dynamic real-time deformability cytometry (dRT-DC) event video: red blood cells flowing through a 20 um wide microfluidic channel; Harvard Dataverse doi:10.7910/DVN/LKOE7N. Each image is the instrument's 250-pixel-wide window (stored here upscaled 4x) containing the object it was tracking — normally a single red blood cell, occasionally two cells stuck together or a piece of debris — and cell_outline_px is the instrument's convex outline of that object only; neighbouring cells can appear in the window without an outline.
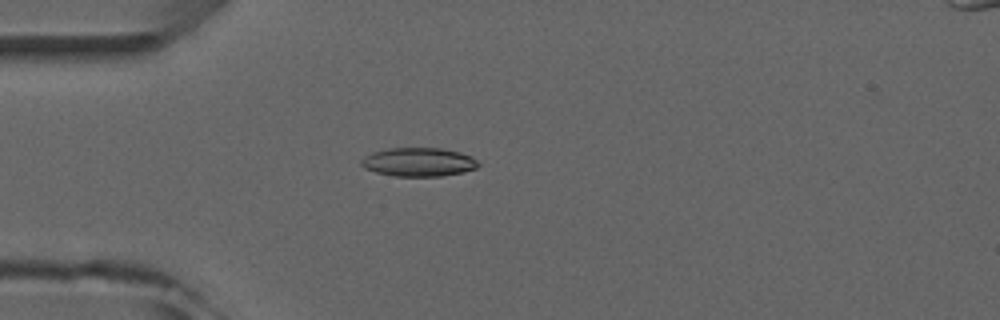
{"species": "common noctule bat (a hibernating species)", "species_latin": "Nyctalus noctula", "temperature_condition": "room temperature", "stored_images_in_passage": 3, "camera_frame_rate_fps": 3000, "um_per_image_px": 0.085, "animal": {"sex": "male", "forearm_length_mm": 52.5}, "frame": {"image": 1, "passage_image": 3, "time_ms": 2.333, "image_size_px": [1000, 320], "cell_outline_px": [[480, 164], [476, 168], [464, 172], [440, 176], [392, 176], [376, 172], [364, 168], [360, 164], [360, 160], [364, 156], [372, 152], [388, 148], [440, 148], [460, 152], [472, 156]], "centroid_in_image_um": [35.56, 13.77], "position_along_channel_um": 49.4, "area_um2": 19.71}}